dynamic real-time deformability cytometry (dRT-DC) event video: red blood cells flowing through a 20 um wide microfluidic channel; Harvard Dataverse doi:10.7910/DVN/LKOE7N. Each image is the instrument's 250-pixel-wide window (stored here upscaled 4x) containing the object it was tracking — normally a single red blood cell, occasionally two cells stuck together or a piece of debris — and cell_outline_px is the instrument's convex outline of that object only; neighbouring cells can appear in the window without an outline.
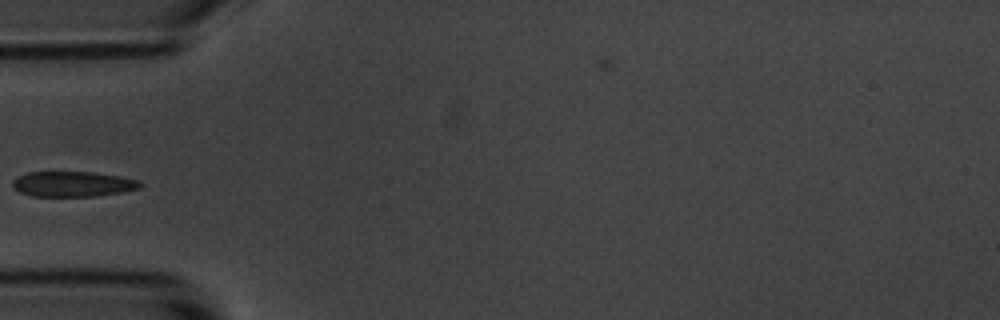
{"species": "common noctule bat (a hibernating species)", "species_latin": "Nyctalus noctula", "temperature_condition": "room temperature", "stored_images_in_passage": 4, "camera_frame_rate_fps": 3000, "um_per_image_px": 0.085, "animal": {"sex": "male", "body_mass_g": 20.1, "forearm_length_mm": 53.5}, "frame": {"image": 1, "passage_image": 4, "time_ms": 3.333, "image_size_px": [1000, 320], "cell_outline_px": [[144, 184], [140, 188], [120, 192], [96, 196], [32, 196], [20, 192], [12, 184], [12, 180], [16, 176], [28, 172], [92, 172], [120, 176], [140, 180]], "centroid_in_image_um": [6.2, 15.63], "position_along_channel_um": 78.8, "area_um2": 18.84}}